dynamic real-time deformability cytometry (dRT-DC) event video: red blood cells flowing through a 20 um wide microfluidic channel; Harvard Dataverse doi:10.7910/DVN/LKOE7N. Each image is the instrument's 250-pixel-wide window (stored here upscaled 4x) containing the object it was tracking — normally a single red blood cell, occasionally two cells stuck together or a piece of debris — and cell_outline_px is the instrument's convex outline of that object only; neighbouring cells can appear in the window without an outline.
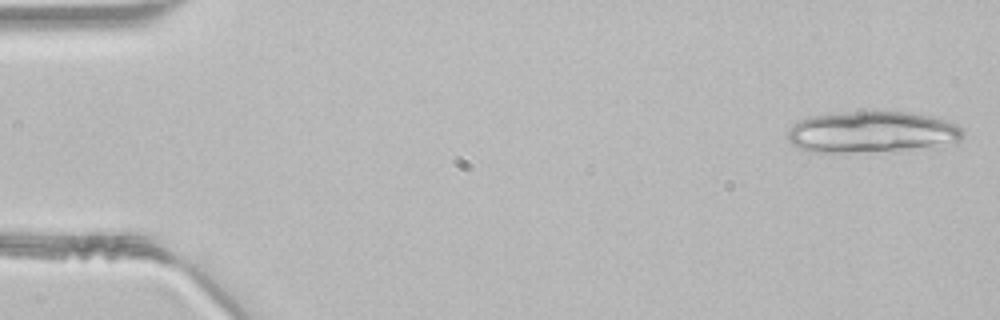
{"species": "common noctule bat (a hibernating species)", "species_latin": "Nyctalus noctula", "temperature_condition": "room temperature", "stored_images_in_passage": 18, "camera_frame_rate_fps": 3000, "um_per_image_px": 0.085, "animal": {"sex": "male", "body_mass_g": 21.5, "forearm_length_mm": 52.0}, "frame": {"image": 1, "passage_image": 1, "time_ms": 0.0, "image_size_px": [1000, 320], "cell_outline_px": [[964, 136], [956, 144], [908, 148], [852, 152], [812, 152], [800, 148], [792, 144], [788, 140], [788, 132], [792, 124], [808, 116], [852, 112], [908, 112], [936, 116], [956, 124], [964, 128]], "centroid_in_image_um": [74.15, 11.21], "position_along_channel_um": 10.8, "area_um2": 42.08}}